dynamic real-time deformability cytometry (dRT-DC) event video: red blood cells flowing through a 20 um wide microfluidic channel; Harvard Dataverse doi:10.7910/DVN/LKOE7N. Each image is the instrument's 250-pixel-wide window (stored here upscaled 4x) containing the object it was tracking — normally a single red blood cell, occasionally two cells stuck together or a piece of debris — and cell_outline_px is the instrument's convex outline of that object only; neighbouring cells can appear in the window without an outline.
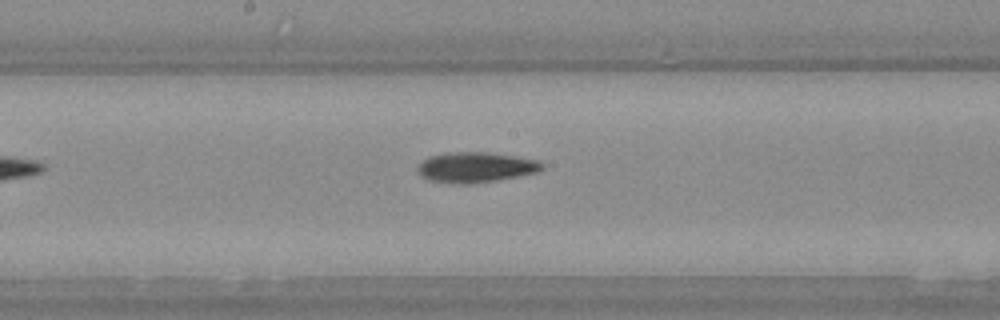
{"species": "Egyptian fruit bat (a non-hibernating species)", "species_latin": "Rousettus aegyptiacus", "temperature_condition": "warm", "stored_images_in_passage": 20, "camera_frame_rate_fps": 3000, "um_per_image_px": 0.085, "animal": {"sex": "female"}, "frame": {"image": 1, "passage_image": 10, "time_ms": 3.0, "image_size_px": [1000, 320], "cell_outline_px": [[544, 168], [536, 172], [496, 180], [472, 184], [456, 184], [428, 180], [420, 176], [416, 168], [428, 156], [448, 152], [484, 152], [512, 156], [536, 160], [544, 164]], "centroid_in_image_um": [40.37, 14.22], "position_along_channel_um": 207.8, "area_um2": 21.85}}